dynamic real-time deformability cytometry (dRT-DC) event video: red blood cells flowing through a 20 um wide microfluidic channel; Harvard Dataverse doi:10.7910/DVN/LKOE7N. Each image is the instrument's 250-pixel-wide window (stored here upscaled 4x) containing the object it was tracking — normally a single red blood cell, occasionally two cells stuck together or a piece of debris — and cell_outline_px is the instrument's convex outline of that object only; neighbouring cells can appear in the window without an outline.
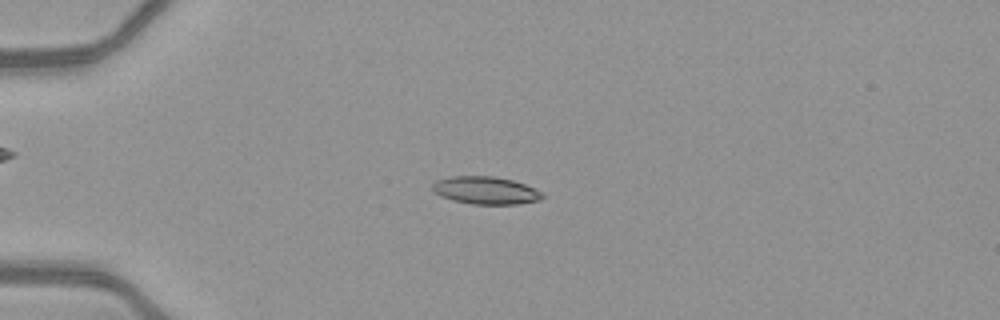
{"species": "common noctule bat (a hibernating species)", "species_latin": "Nyctalus noctula", "temperature_condition": "warm", "stored_images_in_passage": 51, "camera_frame_rate_fps": 3000, "um_per_image_px": 0.085, "animal": {"sex": "female", "body_mass_g": 21.9}, "frame": {"image": 1, "passage_image": 14, "time_ms": 4.333, "image_size_px": [1000, 320], "cell_outline_px": [[544, 196], [540, 200], [516, 204], [472, 204], [452, 200], [440, 196], [432, 192], [432, 184], [436, 180], [448, 176], [492, 176], [512, 180], [524, 184], [544, 192]], "centroid_in_image_um": [41.25, 16.18], "position_along_channel_um": 43.8, "area_um2": 17.86}}
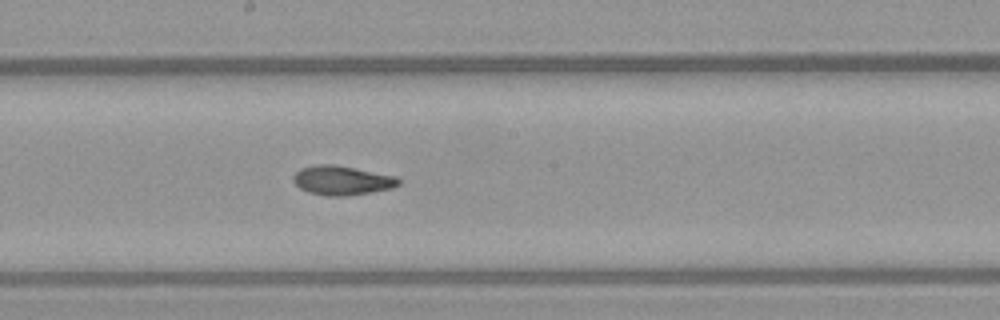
{"frame": {"image": 2, "passage_image": 29, "time_ms": 9.333, "image_size_px": [1000, 320], "cell_outline_px": [[400, 184], [392, 188], [344, 196], [328, 196], [308, 192], [300, 188], [292, 180], [292, 176], [300, 168], [316, 164], [336, 164], [396, 176], [400, 180]], "centroid_in_image_um": [29.04, 15.32], "position_along_channel_um": 219.2, "area_um2": 17.98}}
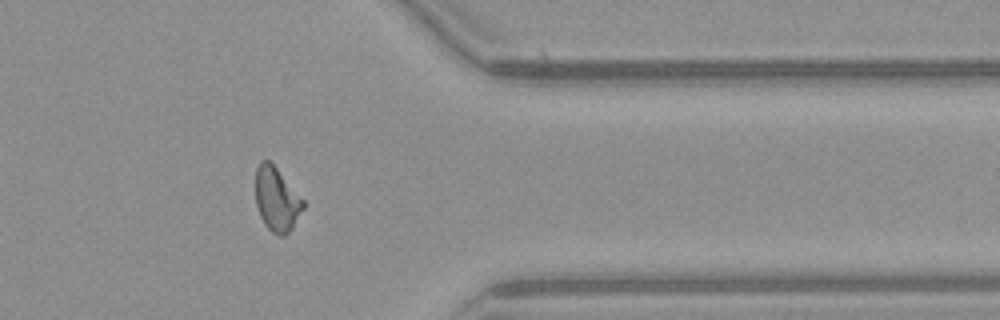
{"frame": {"image": 3, "passage_image": 42, "time_ms": 13.667, "image_size_px": [1000, 320], "cell_outline_px": [[304, 208], [292, 228], [284, 236], [280, 236], [272, 232], [264, 224], [260, 216], [256, 204], [256, 168], [260, 160], [268, 160], [276, 168], [304, 200]], "centroid_in_image_um": [23.51, 16.95], "position_along_channel_um": 387.9, "area_um2": 17.57}, "authors_computed_cell_mechanics": {"area_um2": 17.5712, "velocity_mm_per_s": 4.1471, "shape_relaxation_time_tau1_ms": 10.7622, "shape_relaxation_time_tau2_ms": 2.855, "deformation_change_tau1": 0.2767, "deformation_change_tau2": 0.0969}}